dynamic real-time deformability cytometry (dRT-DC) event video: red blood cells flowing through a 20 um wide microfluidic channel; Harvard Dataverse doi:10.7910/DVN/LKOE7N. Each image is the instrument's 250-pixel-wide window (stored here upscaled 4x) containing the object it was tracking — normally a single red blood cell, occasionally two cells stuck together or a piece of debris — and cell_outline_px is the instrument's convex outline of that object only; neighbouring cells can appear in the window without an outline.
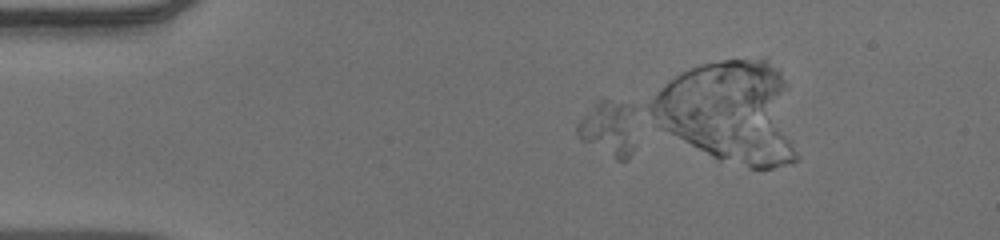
{"species": "human", "species_latin": "Homo sapiens", "temperature_condition": "warm", "stored_images_in_passage": 3, "camera_frame_rate_fps": 3000, "um_per_image_px": 0.085, "donor": {"sex": "male"}, "frame": {"image": 1, "passage_image": 2, "time_ms": 0.333, "image_size_px": [1000, 240], "cell_outline_px": [[636, 108], [632, 152], [628, 160], [616, 160], [580, 140], [576, 132], [576, 124], [600, 96]], "centroid_in_image_um": [51.74, 10.89], "position_along_channel_um": 33.3, "area_um2": 19.48}}